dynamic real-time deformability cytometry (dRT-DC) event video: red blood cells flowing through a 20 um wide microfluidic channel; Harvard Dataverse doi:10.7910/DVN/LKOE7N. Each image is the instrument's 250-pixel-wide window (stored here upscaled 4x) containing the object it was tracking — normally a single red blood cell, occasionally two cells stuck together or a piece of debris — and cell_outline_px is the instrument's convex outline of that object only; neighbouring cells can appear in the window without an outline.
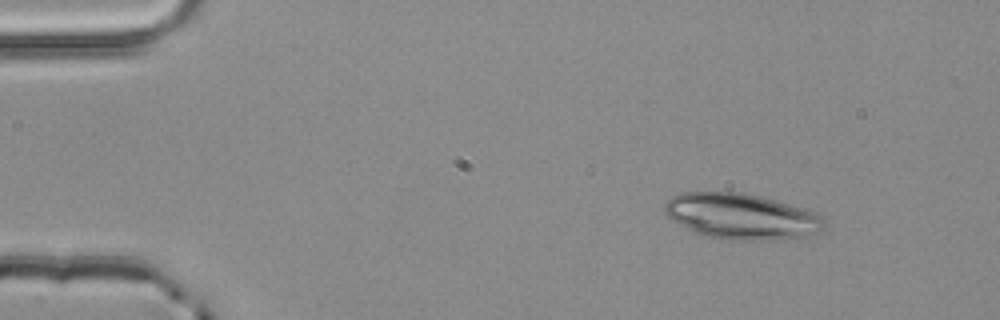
{"species": "common noctule bat (a hibernating species)", "species_latin": "Nyctalus noctula", "temperature_condition": "room temperature", "stored_images_in_passage": 3, "camera_frame_rate_fps": 3000, "um_per_image_px": 0.085, "animal": {"sex": "male", "body_mass_g": 20.4}, "frame": {"image": 1, "passage_image": 1, "time_ms": 0.0, "image_size_px": [1000, 320], "cell_outline_px": [[828, 228], [820, 232], [804, 236], [772, 240], [740, 240], [708, 236], [696, 232], [680, 224], [668, 216], [664, 212], [664, 204], [672, 196], [680, 192], [744, 192], [808, 208], [824, 216]], "centroid_in_image_um": [63.12, 18.37], "position_along_channel_um": 21.9, "area_um2": 42.83}}